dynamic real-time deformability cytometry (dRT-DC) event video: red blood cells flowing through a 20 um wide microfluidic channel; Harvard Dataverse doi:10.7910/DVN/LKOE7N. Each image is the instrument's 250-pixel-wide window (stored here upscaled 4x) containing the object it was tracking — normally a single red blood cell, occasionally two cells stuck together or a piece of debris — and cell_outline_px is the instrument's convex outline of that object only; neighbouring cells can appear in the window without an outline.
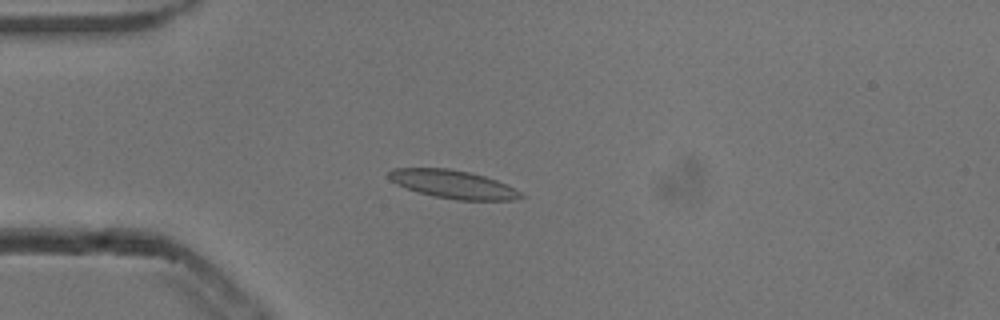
{"species": "common noctule bat (a hibernating species)", "species_latin": "Nyctalus noctula", "temperature_condition": "cold", "stored_images_in_passage": 41, "camera_frame_rate_fps": 3000, "um_per_image_px": 0.085, "animal": {"sex": "male", "body_mass_g": 13.3}, "frame": {"image": 1, "passage_image": 1, "time_ms": 0.0, "image_size_px": [1000, 320], "cell_outline_px": [[528, 196], [512, 200], [456, 200], [416, 192], [396, 184], [388, 176], [388, 172], [392, 168], [448, 168], [468, 172], [484, 176], [496, 180]], "centroid_in_image_um": [38.49, 15.66], "position_along_channel_um": 46.5, "area_um2": 21.56}}
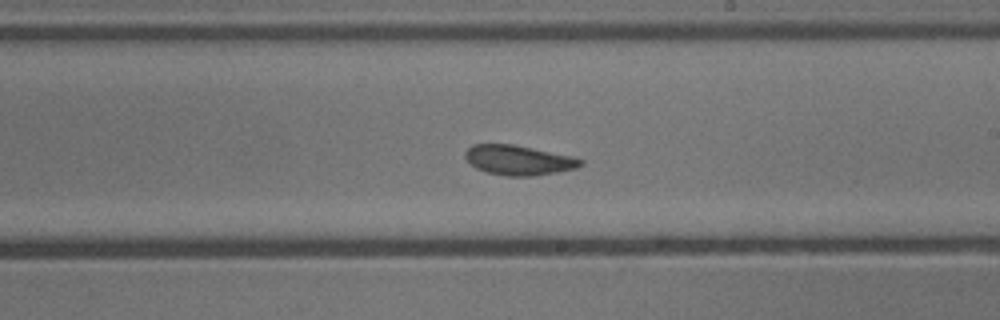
{"frame": {"image": 2, "passage_image": 18, "time_ms": 5.667, "image_size_px": [1000, 320], "cell_outline_px": [[584, 164], [576, 168], [556, 172], [532, 176], [508, 176], [488, 172], [476, 168], [464, 156], [464, 152], [472, 144], [512, 144], [572, 156], [584, 160]], "centroid_in_image_um": [44.09, 13.61], "position_along_channel_um": 244.9, "area_um2": 19.88}}
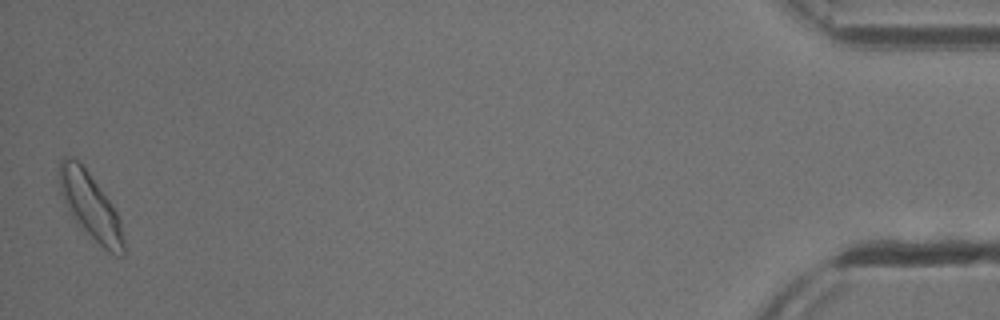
{"frame": {"image": 3, "passage_image": 40, "time_ms": 13.0, "image_size_px": [1000, 320], "cell_outline_px": [[124, 256], [116, 256], [108, 252], [76, 224], [60, 192], [60, 160], [64, 156], [72, 156], [88, 172], [108, 200], [116, 212], [120, 220], [124, 240]], "centroid_in_image_um": [7.69, 17.57], "position_along_channel_um": 427.5, "area_um2": 24.33}, "authors_computed_cell_mechanics": {"area_um2": 20.4034, "velocity_mm_per_s": 3.8011, "shape_relaxation_time_tau1_ms": 4.9103, "shape_relaxation_time_tau2_ms": 2.2467, "deformation_change_tau1": 0.0977, "deformation_change_tau2": 0.0708}}